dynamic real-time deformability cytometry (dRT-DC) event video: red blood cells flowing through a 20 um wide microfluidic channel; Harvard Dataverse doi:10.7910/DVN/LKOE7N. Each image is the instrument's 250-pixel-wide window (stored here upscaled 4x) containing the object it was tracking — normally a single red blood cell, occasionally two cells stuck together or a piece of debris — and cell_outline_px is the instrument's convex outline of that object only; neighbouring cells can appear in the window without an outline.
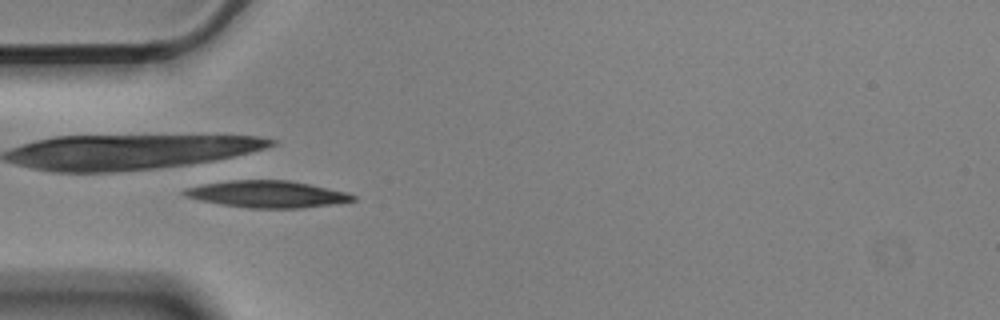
{"species": "Egyptian fruit bat (a non-hibernating species)", "species_latin": "Rousettus aegyptiacus", "temperature_condition": "cold", "stored_images_in_passage": 55, "camera_frame_rate_fps": 3000, "um_per_image_px": 0.085, "animal": {"sex": "male"}, "frame": {"image": 1, "passage_image": 17, "time_ms": 5.333, "image_size_px": [1000, 320], "cell_outline_px": [[356, 200], [332, 204], [300, 208], [248, 208], [220, 204], [200, 200], [188, 196], [180, 192], [188, 188], [204, 184], [232, 180], [288, 180], [308, 184], [344, 192], [356, 196]], "centroid_in_image_um": [22.71, 16.51], "position_along_channel_um": 62.3, "area_um2": 25.89}}
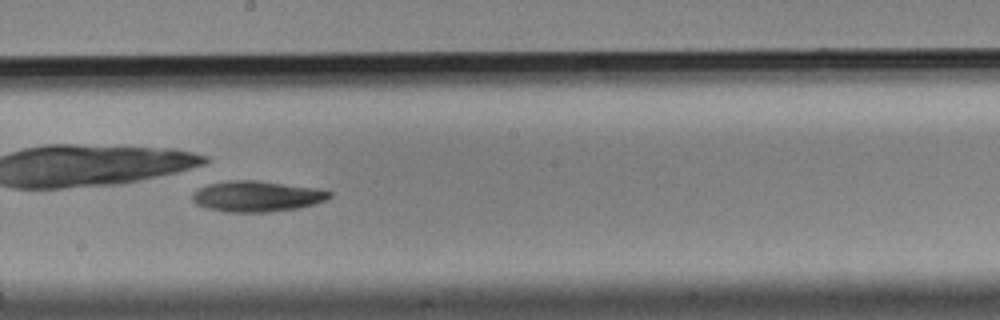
{"frame": {"image": 2, "passage_image": 31, "time_ms": 10.0, "image_size_px": [1000, 320], "cell_outline_px": [[332, 196], [316, 204], [296, 208], [268, 212], [224, 212], [208, 208], [196, 204], [192, 200], [192, 196], [200, 188], [208, 184], [228, 180], [256, 180], [316, 188], [332, 192]], "centroid_in_image_um": [21.84, 16.69], "position_along_channel_um": 226.4, "area_um2": 24.45}}
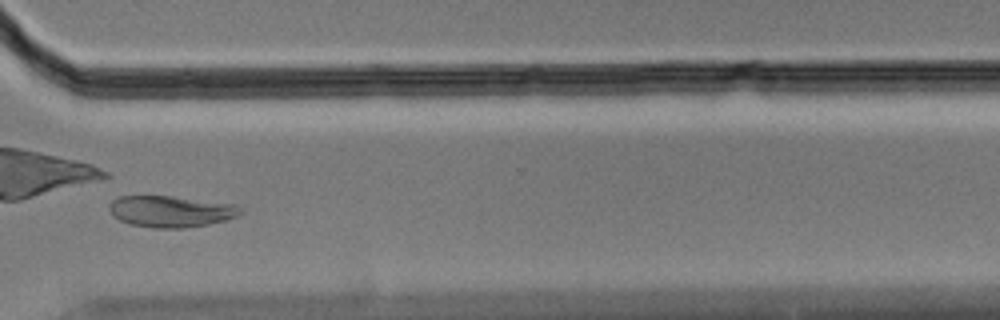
{"frame": {"image": 3, "passage_image": 42, "time_ms": 13.667, "image_size_px": [1000, 320], "cell_outline_px": [[244, 212], [236, 216], [224, 220], [208, 224], [188, 228], [152, 228], [128, 224], [112, 216], [108, 208], [108, 204], [112, 200], [120, 196], [172, 196], [236, 204], [244, 208]], "centroid_in_image_um": [14.52, 17.97], "position_along_channel_um": 356.1, "area_um2": 24.33}, "authors_computed_cell_mechanics": {"area_um2": 24.6228, "velocity_mm_per_s": 3.5442, "shape_relaxation_time_tau1_ms": 4.5076, "shape_relaxation_time_tau2_ms": null, "deformation_change_tau1": 0.121, "deformation_change_tau2": null}}